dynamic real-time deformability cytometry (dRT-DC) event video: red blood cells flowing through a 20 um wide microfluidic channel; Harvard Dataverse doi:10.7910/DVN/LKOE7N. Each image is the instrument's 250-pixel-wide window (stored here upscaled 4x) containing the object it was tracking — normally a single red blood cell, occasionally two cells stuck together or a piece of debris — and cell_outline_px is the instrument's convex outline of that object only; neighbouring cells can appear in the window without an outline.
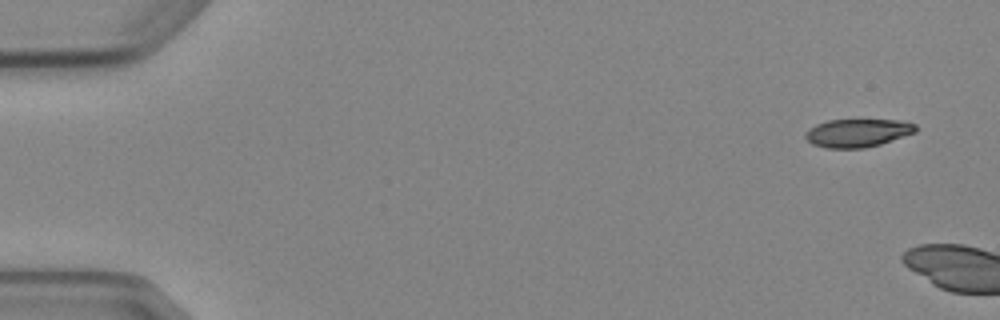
{"species": "Egyptian fruit bat (a non-hibernating species)", "species_latin": "Rousettus aegyptiacus", "temperature_condition": "cold", "stored_images_in_passage": 2, "camera_frame_rate_fps": 3000, "um_per_image_px": 0.085, "animal": {"sex": "female"}, "frame": {"image": 1, "passage_image": 1, "time_ms": 0.0, "image_size_px": [1000, 320], "cell_outline_px": [[916, 132], [880, 144], [864, 148], [828, 148], [812, 144], [804, 136], [816, 124], [828, 120], [904, 120], [916, 124]], "centroid_in_image_um": [72.93, 11.29], "position_along_channel_um": 12.1, "area_um2": 17.92}}